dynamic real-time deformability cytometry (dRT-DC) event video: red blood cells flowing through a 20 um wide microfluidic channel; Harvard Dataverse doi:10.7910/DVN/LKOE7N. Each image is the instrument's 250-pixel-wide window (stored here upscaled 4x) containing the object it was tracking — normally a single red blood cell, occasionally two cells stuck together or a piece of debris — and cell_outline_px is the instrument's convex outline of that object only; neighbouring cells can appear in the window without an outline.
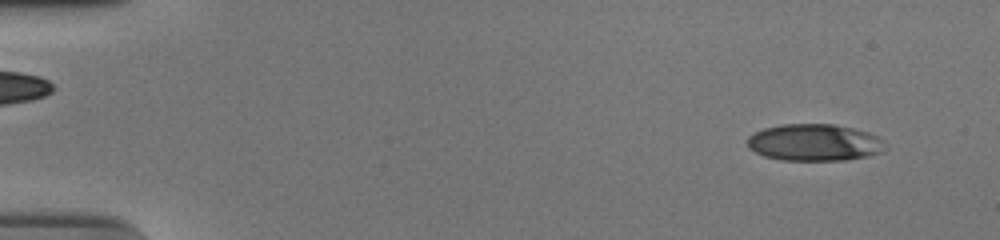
{"species": "human", "species_latin": "Homo sapiens", "temperature_condition": "cold", "stored_images_in_passage": 55, "camera_frame_rate_fps": 3000, "um_per_image_px": 0.085, "donor": {"sex": "male"}, "frame": {"image": 1, "passage_image": 4, "time_ms": 1.0, "image_size_px": [1000, 240], "cell_outline_px": [[888, 148], [884, 152], [868, 156], [844, 160], [780, 160], [764, 156], [748, 148], [748, 136], [764, 128], [780, 124], [832, 124], [852, 128], [868, 132], [884, 140]], "centroid_in_image_um": [69.26, 12.12], "position_along_channel_um": 15.7, "area_um2": 29.82}}
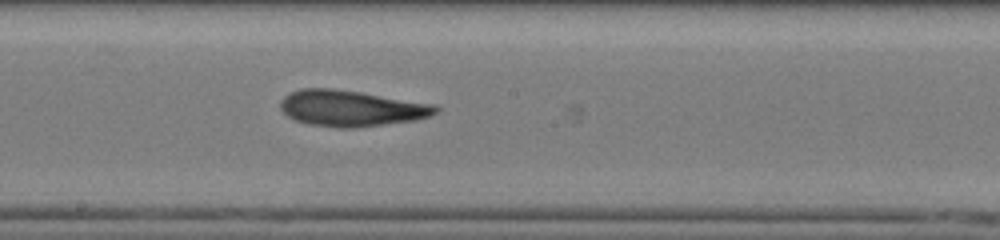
{"frame": {"image": 2, "passage_image": 31, "time_ms": 10.0, "image_size_px": [1000, 240], "cell_outline_px": [[440, 108], [436, 112], [428, 116], [416, 120], [352, 128], [340, 128], [308, 124], [296, 120], [288, 116], [280, 108], [280, 100], [284, 96], [300, 88], [332, 88], [360, 92], [436, 104]], "centroid_in_image_um": [29.84, 9.2], "position_along_channel_um": 218.4, "area_um2": 32.54}}
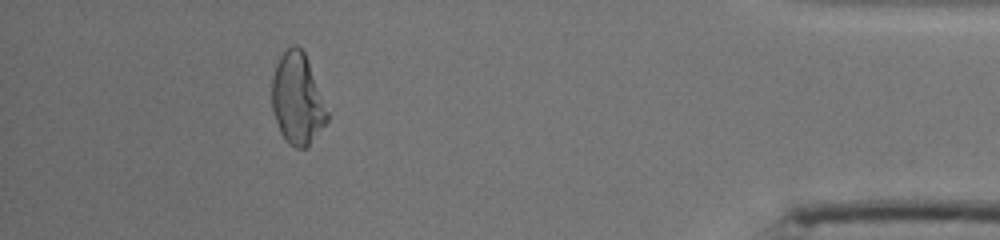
{"frame": {"image": 3, "passage_image": 50, "time_ms": 16.333, "image_size_px": [1000, 240], "cell_outline_px": [[328, 120], [308, 144], [304, 148], [296, 148], [288, 144], [284, 140], [280, 132], [272, 108], [272, 76], [276, 64], [280, 56], [292, 44], [296, 44], [304, 52], [308, 60], [328, 112]], "centroid_in_image_um": [25.25, 8.4], "position_along_channel_um": 409.9, "area_um2": 29.07}, "authors_computed_cell_mechanics": {"area_um2": 30.7496, "velocity_mm_per_s": 3.7585, "shape_relaxation_time_tau1_ms": 8.2602, "shape_relaxation_time_tau2_ms": null, "deformation_change_tau1": 0.232, "deformation_change_tau2": null}}